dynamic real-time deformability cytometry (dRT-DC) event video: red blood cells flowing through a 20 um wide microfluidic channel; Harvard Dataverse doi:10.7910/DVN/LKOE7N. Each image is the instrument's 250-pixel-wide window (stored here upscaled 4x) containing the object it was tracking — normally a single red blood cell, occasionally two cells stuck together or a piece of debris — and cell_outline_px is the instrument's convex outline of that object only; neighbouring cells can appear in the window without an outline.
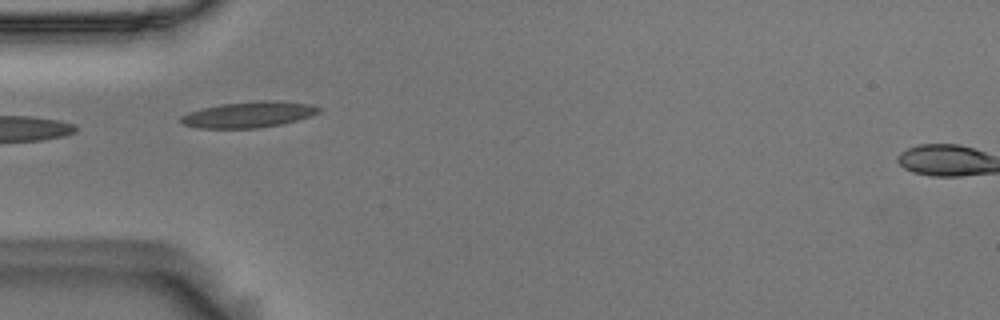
{"species": "Egyptian fruit bat (a non-hibernating species)", "species_latin": "Rousettus aegyptiacus", "temperature_condition": "room temperature", "stored_images_in_passage": 12, "camera_frame_rate_fps": 3000, "um_per_image_px": 0.085, "animal": {"sex": "male"}, "frame": {"image": 1, "passage_image": 1, "time_ms": 0.0, "image_size_px": [1000, 320], "cell_outline_px": [[320, 112], [296, 120], [280, 124], [256, 128], [196, 128], [184, 124], [180, 120], [180, 116], [188, 112], [220, 104], [260, 100], [280, 100], [308, 104], [320, 108]], "centroid_in_image_um": [21.1, 9.73], "position_along_channel_um": 63.9, "area_um2": 20.69}}